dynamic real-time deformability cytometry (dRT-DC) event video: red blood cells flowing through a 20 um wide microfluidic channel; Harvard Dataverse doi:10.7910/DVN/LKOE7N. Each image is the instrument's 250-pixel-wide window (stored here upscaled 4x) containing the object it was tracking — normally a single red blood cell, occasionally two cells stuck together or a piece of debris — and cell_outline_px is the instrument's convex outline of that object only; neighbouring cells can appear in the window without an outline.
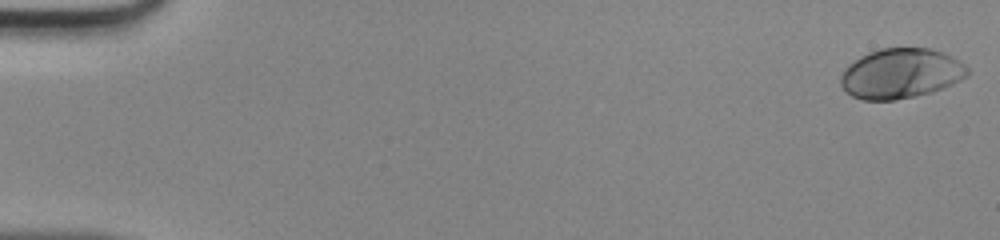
{"species": "human", "species_latin": "Homo sapiens", "temperature_condition": "room temperature", "stored_images_in_passage": 48, "camera_frame_rate_fps": 3000, "um_per_image_px": 0.085, "donor": {"sex": "male"}, "frame": {"image": 1, "passage_image": 1, "time_ms": 0.0, "image_size_px": [1000, 240], "cell_outline_px": [[968, 72], [960, 80], [952, 84], [928, 92], [896, 100], [864, 100], [852, 96], [840, 84], [840, 76], [844, 68], [848, 64], [860, 56], [868, 52], [880, 48], [932, 48], [944, 52], [960, 60], [968, 68]], "centroid_in_image_um": [76.54, 6.22], "position_along_channel_um": 8.5, "area_um2": 36.82}}
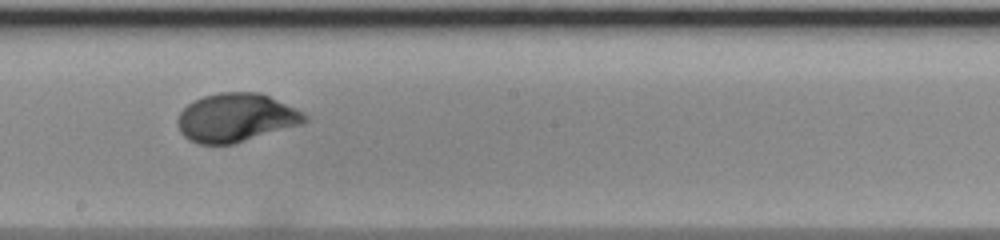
{"frame": {"image": 2, "passage_image": 28, "time_ms": 9.0, "image_size_px": [1000, 240], "cell_outline_px": [[308, 120], [300, 124], [232, 144], [200, 144], [188, 140], [180, 132], [176, 124], [176, 120], [180, 112], [188, 104], [204, 96], [220, 92], [260, 92], [296, 108], [304, 112], [308, 116]], "centroid_in_image_um": [20.03, 10.0], "position_along_channel_um": 228.2, "area_um2": 35.78}}
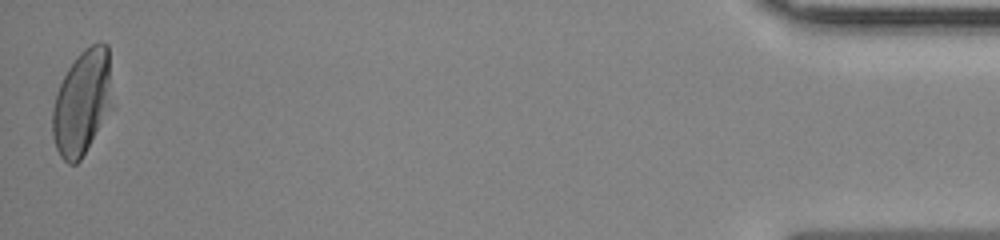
{"frame": {"image": 3, "passage_image": 48, "time_ms": 15.667, "image_size_px": [1000, 240], "cell_outline_px": [[112, 108], [80, 160], [76, 164], [68, 164], [60, 156], [56, 148], [52, 136], [52, 108], [56, 92], [68, 68], [76, 56], [84, 48], [100, 40], [108, 44]], "centroid_in_image_um": [6.97, 8.69], "position_along_channel_um": 428.2, "area_um2": 36.76}}